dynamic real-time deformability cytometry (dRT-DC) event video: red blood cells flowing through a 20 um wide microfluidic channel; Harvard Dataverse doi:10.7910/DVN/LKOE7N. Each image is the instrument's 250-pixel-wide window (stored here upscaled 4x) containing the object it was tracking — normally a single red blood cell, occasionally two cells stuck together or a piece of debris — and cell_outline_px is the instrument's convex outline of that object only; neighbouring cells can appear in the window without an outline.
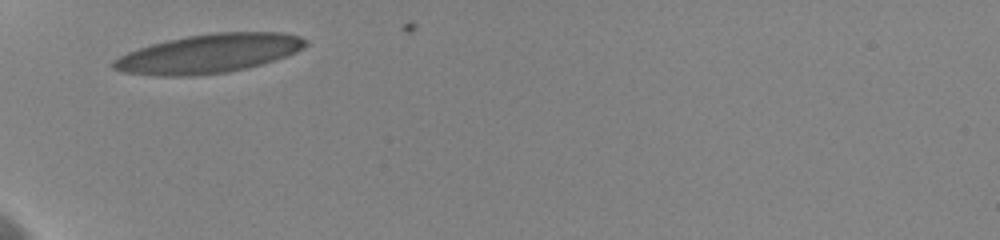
{"species": "human", "species_latin": "Homo sapiens", "temperature_condition": "cold", "stored_images_in_passage": 34, "camera_frame_rate_fps": 3000, "um_per_image_px": 0.085, "donor": {"sex": "female"}, "frame": {"image": 1, "passage_image": 1, "time_ms": 0.0, "image_size_px": [1000, 240], "cell_outline_px": [[308, 44], [304, 48], [296, 52], [276, 60], [228, 72], [192, 76], [156, 76], [120, 72], [112, 68], [112, 60], [128, 52], [152, 44], [168, 40], [188, 36], [212, 32], [284, 32], [300, 36], [308, 40]], "centroid_in_image_um": [17.76, 4.55], "position_along_channel_um": 67.2, "area_um2": 43.7}}
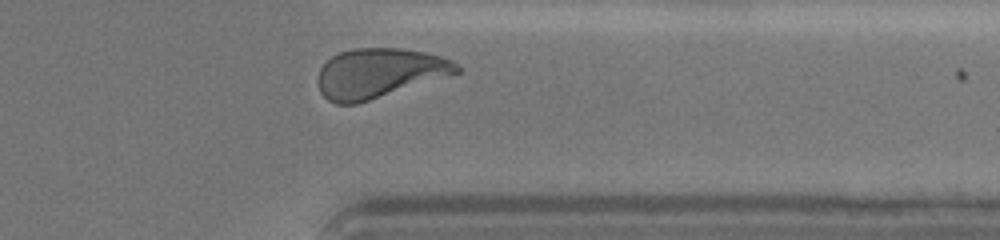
{"frame": {"image": 2, "passage_image": 34, "time_ms": 9.0, "image_size_px": [1000, 240], "cell_outline_px": [[460, 72], [356, 104], [336, 104], [328, 100], [320, 92], [316, 80], [320, 68], [332, 56], [340, 52], [352, 48], [404, 48], [424, 52], [440, 56], [452, 60], [460, 68]], "centroid_in_image_um": [32.18, 6.21], "position_along_channel_um": 379.2, "area_um2": 39.88}}